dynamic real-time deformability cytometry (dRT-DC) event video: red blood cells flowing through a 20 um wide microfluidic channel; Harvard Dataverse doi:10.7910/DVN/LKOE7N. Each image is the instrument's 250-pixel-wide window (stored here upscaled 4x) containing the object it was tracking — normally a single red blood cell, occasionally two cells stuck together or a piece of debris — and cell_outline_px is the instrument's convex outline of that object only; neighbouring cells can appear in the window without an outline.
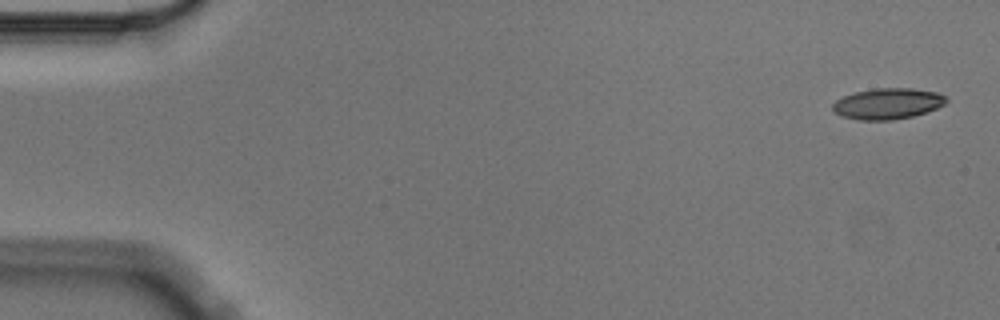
{"species": "Egyptian fruit bat (a non-hibernating species)", "species_latin": "Rousettus aegyptiacus", "temperature_condition": "cold", "stored_images_in_passage": 3, "camera_frame_rate_fps": 3000, "um_per_image_px": 0.085, "animal": {"sex": "male"}, "frame": {"image": 1, "passage_image": 1, "time_ms": 0.0, "image_size_px": [1000, 320], "cell_outline_px": [[948, 100], [944, 104], [928, 112], [912, 116], [892, 120], [860, 120], [840, 116], [832, 112], [832, 104], [836, 100], [844, 96], [856, 92], [872, 88], [912, 88], [936, 92], [944, 96]], "centroid_in_image_um": [75.42, 8.81], "position_along_channel_um": 9.6, "area_um2": 20.58}}